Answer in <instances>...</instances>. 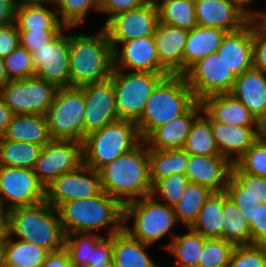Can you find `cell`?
<instances>
[{"instance_id": "cell-11", "label": "cell", "mask_w": 266, "mask_h": 267, "mask_svg": "<svg viewBox=\"0 0 266 267\" xmlns=\"http://www.w3.org/2000/svg\"><path fill=\"white\" fill-rule=\"evenodd\" d=\"M184 76L197 101L211 95L230 93L237 77L217 51L198 60Z\"/></svg>"}, {"instance_id": "cell-30", "label": "cell", "mask_w": 266, "mask_h": 267, "mask_svg": "<svg viewBox=\"0 0 266 267\" xmlns=\"http://www.w3.org/2000/svg\"><path fill=\"white\" fill-rule=\"evenodd\" d=\"M2 137L14 142H28L44 146L52 140L45 115H13Z\"/></svg>"}, {"instance_id": "cell-34", "label": "cell", "mask_w": 266, "mask_h": 267, "mask_svg": "<svg viewBox=\"0 0 266 267\" xmlns=\"http://www.w3.org/2000/svg\"><path fill=\"white\" fill-rule=\"evenodd\" d=\"M224 191L213 192L189 227L205 238H222Z\"/></svg>"}, {"instance_id": "cell-45", "label": "cell", "mask_w": 266, "mask_h": 267, "mask_svg": "<svg viewBox=\"0 0 266 267\" xmlns=\"http://www.w3.org/2000/svg\"><path fill=\"white\" fill-rule=\"evenodd\" d=\"M234 164L245 173L266 178V137L262 134Z\"/></svg>"}, {"instance_id": "cell-36", "label": "cell", "mask_w": 266, "mask_h": 267, "mask_svg": "<svg viewBox=\"0 0 266 267\" xmlns=\"http://www.w3.org/2000/svg\"><path fill=\"white\" fill-rule=\"evenodd\" d=\"M213 192L207 186L189 182L185 186L183 196L173 206L177 223H182L184 227L189 228Z\"/></svg>"}, {"instance_id": "cell-9", "label": "cell", "mask_w": 266, "mask_h": 267, "mask_svg": "<svg viewBox=\"0 0 266 267\" xmlns=\"http://www.w3.org/2000/svg\"><path fill=\"white\" fill-rule=\"evenodd\" d=\"M85 97L81 87L58 88L45 113L52 140L83 142Z\"/></svg>"}, {"instance_id": "cell-5", "label": "cell", "mask_w": 266, "mask_h": 267, "mask_svg": "<svg viewBox=\"0 0 266 267\" xmlns=\"http://www.w3.org/2000/svg\"><path fill=\"white\" fill-rule=\"evenodd\" d=\"M196 101L184 75L165 76L154 88L136 122L141 138L144 140L155 128L184 114Z\"/></svg>"}, {"instance_id": "cell-25", "label": "cell", "mask_w": 266, "mask_h": 267, "mask_svg": "<svg viewBox=\"0 0 266 267\" xmlns=\"http://www.w3.org/2000/svg\"><path fill=\"white\" fill-rule=\"evenodd\" d=\"M203 111L213 120L232 126L262 127L256 117L230 93L201 100Z\"/></svg>"}, {"instance_id": "cell-63", "label": "cell", "mask_w": 266, "mask_h": 267, "mask_svg": "<svg viewBox=\"0 0 266 267\" xmlns=\"http://www.w3.org/2000/svg\"><path fill=\"white\" fill-rule=\"evenodd\" d=\"M16 4H22V3H39L44 2V0H14Z\"/></svg>"}, {"instance_id": "cell-33", "label": "cell", "mask_w": 266, "mask_h": 267, "mask_svg": "<svg viewBox=\"0 0 266 267\" xmlns=\"http://www.w3.org/2000/svg\"><path fill=\"white\" fill-rule=\"evenodd\" d=\"M186 229L188 232L182 233V235L171 233L170 242L166 244L165 248L175 257L176 267H198L207 238L190 228Z\"/></svg>"}, {"instance_id": "cell-50", "label": "cell", "mask_w": 266, "mask_h": 267, "mask_svg": "<svg viewBox=\"0 0 266 267\" xmlns=\"http://www.w3.org/2000/svg\"><path fill=\"white\" fill-rule=\"evenodd\" d=\"M149 0H99V12L107 14L104 24L116 14L142 6Z\"/></svg>"}, {"instance_id": "cell-1", "label": "cell", "mask_w": 266, "mask_h": 267, "mask_svg": "<svg viewBox=\"0 0 266 267\" xmlns=\"http://www.w3.org/2000/svg\"><path fill=\"white\" fill-rule=\"evenodd\" d=\"M98 172L102 191L123 206L151 194L148 147L144 141L130 152L109 162Z\"/></svg>"}, {"instance_id": "cell-46", "label": "cell", "mask_w": 266, "mask_h": 267, "mask_svg": "<svg viewBox=\"0 0 266 267\" xmlns=\"http://www.w3.org/2000/svg\"><path fill=\"white\" fill-rule=\"evenodd\" d=\"M2 60L9 80H23L35 76L32 53L20 45Z\"/></svg>"}, {"instance_id": "cell-8", "label": "cell", "mask_w": 266, "mask_h": 267, "mask_svg": "<svg viewBox=\"0 0 266 267\" xmlns=\"http://www.w3.org/2000/svg\"><path fill=\"white\" fill-rule=\"evenodd\" d=\"M168 75V73L114 69L110 79L113 82L118 118L136 123L154 88Z\"/></svg>"}, {"instance_id": "cell-60", "label": "cell", "mask_w": 266, "mask_h": 267, "mask_svg": "<svg viewBox=\"0 0 266 267\" xmlns=\"http://www.w3.org/2000/svg\"><path fill=\"white\" fill-rule=\"evenodd\" d=\"M5 232V214H0V239Z\"/></svg>"}, {"instance_id": "cell-49", "label": "cell", "mask_w": 266, "mask_h": 267, "mask_svg": "<svg viewBox=\"0 0 266 267\" xmlns=\"http://www.w3.org/2000/svg\"><path fill=\"white\" fill-rule=\"evenodd\" d=\"M20 46L30 53L52 41L62 30H18Z\"/></svg>"}, {"instance_id": "cell-24", "label": "cell", "mask_w": 266, "mask_h": 267, "mask_svg": "<svg viewBox=\"0 0 266 267\" xmlns=\"http://www.w3.org/2000/svg\"><path fill=\"white\" fill-rule=\"evenodd\" d=\"M230 94L263 124L266 121V73L251 68L238 75Z\"/></svg>"}, {"instance_id": "cell-53", "label": "cell", "mask_w": 266, "mask_h": 267, "mask_svg": "<svg viewBox=\"0 0 266 267\" xmlns=\"http://www.w3.org/2000/svg\"><path fill=\"white\" fill-rule=\"evenodd\" d=\"M113 248H112V235L104 237L92 251L91 265L93 263H106L112 260Z\"/></svg>"}, {"instance_id": "cell-21", "label": "cell", "mask_w": 266, "mask_h": 267, "mask_svg": "<svg viewBox=\"0 0 266 267\" xmlns=\"http://www.w3.org/2000/svg\"><path fill=\"white\" fill-rule=\"evenodd\" d=\"M202 114L210 121L213 136L220 155L235 163L262 135V127L232 126L213 121L204 111Z\"/></svg>"}, {"instance_id": "cell-54", "label": "cell", "mask_w": 266, "mask_h": 267, "mask_svg": "<svg viewBox=\"0 0 266 267\" xmlns=\"http://www.w3.org/2000/svg\"><path fill=\"white\" fill-rule=\"evenodd\" d=\"M41 267H73L67 251L63 248L59 251L49 252Z\"/></svg>"}, {"instance_id": "cell-31", "label": "cell", "mask_w": 266, "mask_h": 267, "mask_svg": "<svg viewBox=\"0 0 266 267\" xmlns=\"http://www.w3.org/2000/svg\"><path fill=\"white\" fill-rule=\"evenodd\" d=\"M14 238V239H13ZM4 267H41L48 252L29 242L16 240L6 231L2 236Z\"/></svg>"}, {"instance_id": "cell-4", "label": "cell", "mask_w": 266, "mask_h": 267, "mask_svg": "<svg viewBox=\"0 0 266 267\" xmlns=\"http://www.w3.org/2000/svg\"><path fill=\"white\" fill-rule=\"evenodd\" d=\"M57 210L65 235L96 233L107 227V236H111L124 228V206L104 191L95 197L65 202Z\"/></svg>"}, {"instance_id": "cell-17", "label": "cell", "mask_w": 266, "mask_h": 267, "mask_svg": "<svg viewBox=\"0 0 266 267\" xmlns=\"http://www.w3.org/2000/svg\"><path fill=\"white\" fill-rule=\"evenodd\" d=\"M85 97L83 140L88 134L118 120L113 82L108 79L81 86Z\"/></svg>"}, {"instance_id": "cell-22", "label": "cell", "mask_w": 266, "mask_h": 267, "mask_svg": "<svg viewBox=\"0 0 266 267\" xmlns=\"http://www.w3.org/2000/svg\"><path fill=\"white\" fill-rule=\"evenodd\" d=\"M154 37L160 66L169 75H183V52L188 30L158 22Z\"/></svg>"}, {"instance_id": "cell-3", "label": "cell", "mask_w": 266, "mask_h": 267, "mask_svg": "<svg viewBox=\"0 0 266 267\" xmlns=\"http://www.w3.org/2000/svg\"><path fill=\"white\" fill-rule=\"evenodd\" d=\"M5 231L18 240L32 243L48 253L64 248L65 234L58 210L46 200L20 206L5 213Z\"/></svg>"}, {"instance_id": "cell-29", "label": "cell", "mask_w": 266, "mask_h": 267, "mask_svg": "<svg viewBox=\"0 0 266 267\" xmlns=\"http://www.w3.org/2000/svg\"><path fill=\"white\" fill-rule=\"evenodd\" d=\"M227 33L222 29L198 25L189 30L183 52V75L198 60L216 52Z\"/></svg>"}, {"instance_id": "cell-37", "label": "cell", "mask_w": 266, "mask_h": 267, "mask_svg": "<svg viewBox=\"0 0 266 267\" xmlns=\"http://www.w3.org/2000/svg\"><path fill=\"white\" fill-rule=\"evenodd\" d=\"M222 239L234 245L251 244L250 223L224 191Z\"/></svg>"}, {"instance_id": "cell-39", "label": "cell", "mask_w": 266, "mask_h": 267, "mask_svg": "<svg viewBox=\"0 0 266 267\" xmlns=\"http://www.w3.org/2000/svg\"><path fill=\"white\" fill-rule=\"evenodd\" d=\"M43 146L14 142L0 136V166L32 169Z\"/></svg>"}, {"instance_id": "cell-59", "label": "cell", "mask_w": 266, "mask_h": 267, "mask_svg": "<svg viewBox=\"0 0 266 267\" xmlns=\"http://www.w3.org/2000/svg\"><path fill=\"white\" fill-rule=\"evenodd\" d=\"M9 81L2 58H0V89Z\"/></svg>"}, {"instance_id": "cell-32", "label": "cell", "mask_w": 266, "mask_h": 267, "mask_svg": "<svg viewBox=\"0 0 266 267\" xmlns=\"http://www.w3.org/2000/svg\"><path fill=\"white\" fill-rule=\"evenodd\" d=\"M148 159L149 177L153 185L156 181L173 174L185 175L189 154L183 148L148 149Z\"/></svg>"}, {"instance_id": "cell-16", "label": "cell", "mask_w": 266, "mask_h": 267, "mask_svg": "<svg viewBox=\"0 0 266 267\" xmlns=\"http://www.w3.org/2000/svg\"><path fill=\"white\" fill-rule=\"evenodd\" d=\"M158 22L157 5L154 0H149L138 8L116 14L102 28L110 43H122L154 35Z\"/></svg>"}, {"instance_id": "cell-35", "label": "cell", "mask_w": 266, "mask_h": 267, "mask_svg": "<svg viewBox=\"0 0 266 267\" xmlns=\"http://www.w3.org/2000/svg\"><path fill=\"white\" fill-rule=\"evenodd\" d=\"M225 191L229 198H251L266 203V178L245 173L233 163Z\"/></svg>"}, {"instance_id": "cell-55", "label": "cell", "mask_w": 266, "mask_h": 267, "mask_svg": "<svg viewBox=\"0 0 266 267\" xmlns=\"http://www.w3.org/2000/svg\"><path fill=\"white\" fill-rule=\"evenodd\" d=\"M16 6L14 0H0V27L15 23Z\"/></svg>"}, {"instance_id": "cell-19", "label": "cell", "mask_w": 266, "mask_h": 267, "mask_svg": "<svg viewBox=\"0 0 266 267\" xmlns=\"http://www.w3.org/2000/svg\"><path fill=\"white\" fill-rule=\"evenodd\" d=\"M194 1L198 26L234 32L242 29L252 19L232 0Z\"/></svg>"}, {"instance_id": "cell-23", "label": "cell", "mask_w": 266, "mask_h": 267, "mask_svg": "<svg viewBox=\"0 0 266 267\" xmlns=\"http://www.w3.org/2000/svg\"><path fill=\"white\" fill-rule=\"evenodd\" d=\"M201 101H196L184 114L155 128L143 141L148 149H181L194 120L202 113Z\"/></svg>"}, {"instance_id": "cell-2", "label": "cell", "mask_w": 266, "mask_h": 267, "mask_svg": "<svg viewBox=\"0 0 266 267\" xmlns=\"http://www.w3.org/2000/svg\"><path fill=\"white\" fill-rule=\"evenodd\" d=\"M96 34H69L70 87L110 79L114 70L113 47L103 28Z\"/></svg>"}, {"instance_id": "cell-6", "label": "cell", "mask_w": 266, "mask_h": 267, "mask_svg": "<svg viewBox=\"0 0 266 267\" xmlns=\"http://www.w3.org/2000/svg\"><path fill=\"white\" fill-rule=\"evenodd\" d=\"M142 141L135 122L118 119L85 136L82 142L83 164L98 172Z\"/></svg>"}, {"instance_id": "cell-62", "label": "cell", "mask_w": 266, "mask_h": 267, "mask_svg": "<svg viewBox=\"0 0 266 267\" xmlns=\"http://www.w3.org/2000/svg\"><path fill=\"white\" fill-rule=\"evenodd\" d=\"M0 267H4V250L2 245V238L0 239Z\"/></svg>"}, {"instance_id": "cell-28", "label": "cell", "mask_w": 266, "mask_h": 267, "mask_svg": "<svg viewBox=\"0 0 266 267\" xmlns=\"http://www.w3.org/2000/svg\"><path fill=\"white\" fill-rule=\"evenodd\" d=\"M51 1L39 3H22L16 6L15 23L18 30H68L59 20L55 4L52 8L45 5Z\"/></svg>"}, {"instance_id": "cell-7", "label": "cell", "mask_w": 266, "mask_h": 267, "mask_svg": "<svg viewBox=\"0 0 266 267\" xmlns=\"http://www.w3.org/2000/svg\"><path fill=\"white\" fill-rule=\"evenodd\" d=\"M124 230L133 238L153 245L169 235L177 224L172 206H168L151 195L124 205ZM129 225H127L129 222ZM128 222V223H127Z\"/></svg>"}, {"instance_id": "cell-10", "label": "cell", "mask_w": 266, "mask_h": 267, "mask_svg": "<svg viewBox=\"0 0 266 267\" xmlns=\"http://www.w3.org/2000/svg\"><path fill=\"white\" fill-rule=\"evenodd\" d=\"M57 87L37 76L23 80H9L0 94L13 115H45L53 103Z\"/></svg>"}, {"instance_id": "cell-38", "label": "cell", "mask_w": 266, "mask_h": 267, "mask_svg": "<svg viewBox=\"0 0 266 267\" xmlns=\"http://www.w3.org/2000/svg\"><path fill=\"white\" fill-rule=\"evenodd\" d=\"M159 22L191 30L197 26L194 0H154Z\"/></svg>"}, {"instance_id": "cell-51", "label": "cell", "mask_w": 266, "mask_h": 267, "mask_svg": "<svg viewBox=\"0 0 266 267\" xmlns=\"http://www.w3.org/2000/svg\"><path fill=\"white\" fill-rule=\"evenodd\" d=\"M250 230L251 244H266V203L256 206Z\"/></svg>"}, {"instance_id": "cell-65", "label": "cell", "mask_w": 266, "mask_h": 267, "mask_svg": "<svg viewBox=\"0 0 266 267\" xmlns=\"http://www.w3.org/2000/svg\"><path fill=\"white\" fill-rule=\"evenodd\" d=\"M262 134L266 137V121L262 124Z\"/></svg>"}, {"instance_id": "cell-15", "label": "cell", "mask_w": 266, "mask_h": 267, "mask_svg": "<svg viewBox=\"0 0 266 267\" xmlns=\"http://www.w3.org/2000/svg\"><path fill=\"white\" fill-rule=\"evenodd\" d=\"M35 76L57 88L70 87L69 34L63 30L50 42L32 52Z\"/></svg>"}, {"instance_id": "cell-26", "label": "cell", "mask_w": 266, "mask_h": 267, "mask_svg": "<svg viewBox=\"0 0 266 267\" xmlns=\"http://www.w3.org/2000/svg\"><path fill=\"white\" fill-rule=\"evenodd\" d=\"M217 53L236 76L253 68L252 19L242 29L228 32Z\"/></svg>"}, {"instance_id": "cell-47", "label": "cell", "mask_w": 266, "mask_h": 267, "mask_svg": "<svg viewBox=\"0 0 266 267\" xmlns=\"http://www.w3.org/2000/svg\"><path fill=\"white\" fill-rule=\"evenodd\" d=\"M228 267H266V244L235 245Z\"/></svg>"}, {"instance_id": "cell-40", "label": "cell", "mask_w": 266, "mask_h": 267, "mask_svg": "<svg viewBox=\"0 0 266 267\" xmlns=\"http://www.w3.org/2000/svg\"><path fill=\"white\" fill-rule=\"evenodd\" d=\"M183 149L191 155H220L210 121L201 113L192 123Z\"/></svg>"}, {"instance_id": "cell-48", "label": "cell", "mask_w": 266, "mask_h": 267, "mask_svg": "<svg viewBox=\"0 0 266 267\" xmlns=\"http://www.w3.org/2000/svg\"><path fill=\"white\" fill-rule=\"evenodd\" d=\"M253 68L266 73V18L252 19Z\"/></svg>"}, {"instance_id": "cell-66", "label": "cell", "mask_w": 266, "mask_h": 267, "mask_svg": "<svg viewBox=\"0 0 266 267\" xmlns=\"http://www.w3.org/2000/svg\"><path fill=\"white\" fill-rule=\"evenodd\" d=\"M45 1H51V2H55L56 0H44V2H45Z\"/></svg>"}, {"instance_id": "cell-58", "label": "cell", "mask_w": 266, "mask_h": 267, "mask_svg": "<svg viewBox=\"0 0 266 267\" xmlns=\"http://www.w3.org/2000/svg\"><path fill=\"white\" fill-rule=\"evenodd\" d=\"M236 3L248 16L252 19L259 18V10H252L249 6H252L255 0H232Z\"/></svg>"}, {"instance_id": "cell-20", "label": "cell", "mask_w": 266, "mask_h": 267, "mask_svg": "<svg viewBox=\"0 0 266 267\" xmlns=\"http://www.w3.org/2000/svg\"><path fill=\"white\" fill-rule=\"evenodd\" d=\"M233 163L223 155H191L185 176L191 183L204 185L214 192L225 191Z\"/></svg>"}, {"instance_id": "cell-14", "label": "cell", "mask_w": 266, "mask_h": 267, "mask_svg": "<svg viewBox=\"0 0 266 267\" xmlns=\"http://www.w3.org/2000/svg\"><path fill=\"white\" fill-rule=\"evenodd\" d=\"M101 192L99 172L82 164L54 179L45 188V200L57 209L65 202L95 197Z\"/></svg>"}, {"instance_id": "cell-42", "label": "cell", "mask_w": 266, "mask_h": 267, "mask_svg": "<svg viewBox=\"0 0 266 267\" xmlns=\"http://www.w3.org/2000/svg\"><path fill=\"white\" fill-rule=\"evenodd\" d=\"M56 11L65 27L76 28L85 21L89 11L99 12V0H56Z\"/></svg>"}, {"instance_id": "cell-44", "label": "cell", "mask_w": 266, "mask_h": 267, "mask_svg": "<svg viewBox=\"0 0 266 267\" xmlns=\"http://www.w3.org/2000/svg\"><path fill=\"white\" fill-rule=\"evenodd\" d=\"M189 183L185 175L173 174L162 178L152 185L151 196L168 206H174L183 196L185 186Z\"/></svg>"}, {"instance_id": "cell-41", "label": "cell", "mask_w": 266, "mask_h": 267, "mask_svg": "<svg viewBox=\"0 0 266 267\" xmlns=\"http://www.w3.org/2000/svg\"><path fill=\"white\" fill-rule=\"evenodd\" d=\"M97 233H70L65 235L64 249L73 267L91 266L92 251L104 238Z\"/></svg>"}, {"instance_id": "cell-61", "label": "cell", "mask_w": 266, "mask_h": 267, "mask_svg": "<svg viewBox=\"0 0 266 267\" xmlns=\"http://www.w3.org/2000/svg\"><path fill=\"white\" fill-rule=\"evenodd\" d=\"M85 267H115L113 261H109L106 263H93L91 266H85Z\"/></svg>"}, {"instance_id": "cell-13", "label": "cell", "mask_w": 266, "mask_h": 267, "mask_svg": "<svg viewBox=\"0 0 266 267\" xmlns=\"http://www.w3.org/2000/svg\"><path fill=\"white\" fill-rule=\"evenodd\" d=\"M83 164V144L73 140H51L45 144L33 166V172L46 188L64 173Z\"/></svg>"}, {"instance_id": "cell-64", "label": "cell", "mask_w": 266, "mask_h": 267, "mask_svg": "<svg viewBox=\"0 0 266 267\" xmlns=\"http://www.w3.org/2000/svg\"><path fill=\"white\" fill-rule=\"evenodd\" d=\"M259 18H266V9L264 10L259 9Z\"/></svg>"}, {"instance_id": "cell-27", "label": "cell", "mask_w": 266, "mask_h": 267, "mask_svg": "<svg viewBox=\"0 0 266 267\" xmlns=\"http://www.w3.org/2000/svg\"><path fill=\"white\" fill-rule=\"evenodd\" d=\"M149 246L133 238L124 229L112 234V260L115 267H159L147 251Z\"/></svg>"}, {"instance_id": "cell-57", "label": "cell", "mask_w": 266, "mask_h": 267, "mask_svg": "<svg viewBox=\"0 0 266 267\" xmlns=\"http://www.w3.org/2000/svg\"><path fill=\"white\" fill-rule=\"evenodd\" d=\"M12 116L13 113L11 109L7 104L4 103L3 98L0 94V136L5 133Z\"/></svg>"}, {"instance_id": "cell-56", "label": "cell", "mask_w": 266, "mask_h": 267, "mask_svg": "<svg viewBox=\"0 0 266 267\" xmlns=\"http://www.w3.org/2000/svg\"><path fill=\"white\" fill-rule=\"evenodd\" d=\"M234 201L238 209L244 215L246 220L251 223L253 220V212L260 203L251 198H230Z\"/></svg>"}, {"instance_id": "cell-18", "label": "cell", "mask_w": 266, "mask_h": 267, "mask_svg": "<svg viewBox=\"0 0 266 267\" xmlns=\"http://www.w3.org/2000/svg\"><path fill=\"white\" fill-rule=\"evenodd\" d=\"M114 69L167 73L159 63L154 35L122 43H111Z\"/></svg>"}, {"instance_id": "cell-12", "label": "cell", "mask_w": 266, "mask_h": 267, "mask_svg": "<svg viewBox=\"0 0 266 267\" xmlns=\"http://www.w3.org/2000/svg\"><path fill=\"white\" fill-rule=\"evenodd\" d=\"M45 200V187L29 168L0 166V210L31 206Z\"/></svg>"}, {"instance_id": "cell-43", "label": "cell", "mask_w": 266, "mask_h": 267, "mask_svg": "<svg viewBox=\"0 0 266 267\" xmlns=\"http://www.w3.org/2000/svg\"><path fill=\"white\" fill-rule=\"evenodd\" d=\"M235 245L222 238H207L198 267H228Z\"/></svg>"}, {"instance_id": "cell-52", "label": "cell", "mask_w": 266, "mask_h": 267, "mask_svg": "<svg viewBox=\"0 0 266 267\" xmlns=\"http://www.w3.org/2000/svg\"><path fill=\"white\" fill-rule=\"evenodd\" d=\"M20 45L16 23L0 27V58L7 57Z\"/></svg>"}]
</instances>
